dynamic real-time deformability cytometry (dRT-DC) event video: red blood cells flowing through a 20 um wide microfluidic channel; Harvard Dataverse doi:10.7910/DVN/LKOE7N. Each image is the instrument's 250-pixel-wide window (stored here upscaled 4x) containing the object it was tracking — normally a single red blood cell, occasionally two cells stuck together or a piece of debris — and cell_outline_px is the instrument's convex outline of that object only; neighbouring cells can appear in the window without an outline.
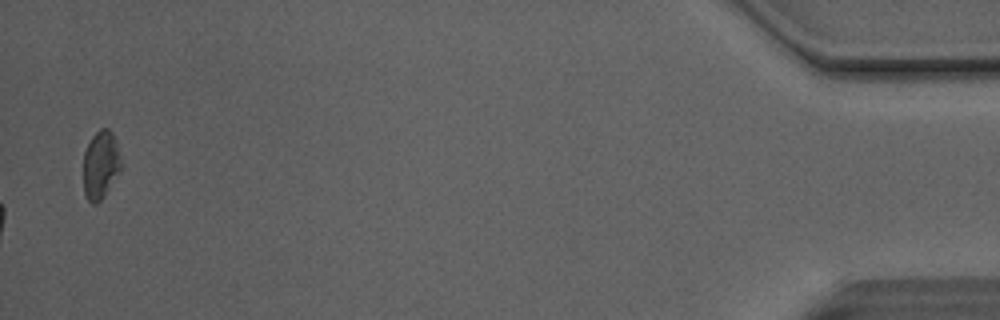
{"species": "Egyptian fruit bat (a non-hibernating species)", "species_latin": "Rousettus aegyptiacus", "temperature_condition": "room temperature", "stored_images_in_passage": 52, "camera_frame_rate_fps": 3000, "um_per_image_px": 0.085, "animal": {"sex": "male"}, "frame": {"image": 1, "passage_image": 52, "time_ms": 17.0, "image_size_px": [1000, 320], "cell_outline_px": [[124, 164], [120, 172], [104, 196], [96, 204], [92, 204], [88, 200], [84, 192], [84, 152], [92, 136], [100, 128], [108, 128], [112, 132], [116, 140]], "centroid_in_image_um": [8.6, 13.99], "position_along_channel_um": 426.6, "area_um2": 15.26}, "authors_computed_cell_mechanics": {"area_um2": 16.9354, "velocity_mm_per_s": 4.1486, "shape_relaxation_time_tau1_ms": 6.4989, "shape_relaxation_time_tau2_ms": 1.7611, "deformation_change_tau1": 0.1927, "deformation_change_tau2": 0.0854}}